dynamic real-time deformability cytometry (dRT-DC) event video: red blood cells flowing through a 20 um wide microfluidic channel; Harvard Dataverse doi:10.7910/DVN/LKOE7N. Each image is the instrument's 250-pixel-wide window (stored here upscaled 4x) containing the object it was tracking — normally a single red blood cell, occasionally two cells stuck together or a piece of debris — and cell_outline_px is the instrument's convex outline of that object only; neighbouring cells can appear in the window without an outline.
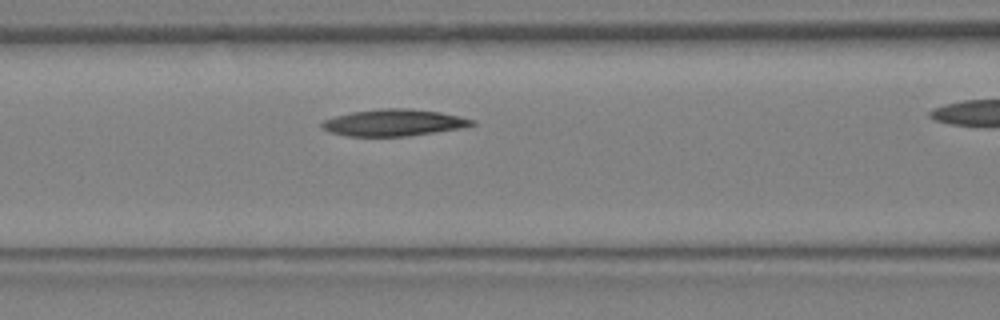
{"species": "Egyptian fruit bat (a non-hibernating species)", "species_latin": "Rousettus aegyptiacus", "temperature_condition": "warm", "stored_images_in_passage": 11, "segment_of_instrument_passage": [1, 2], "camera_frame_rate_fps": 3000, "um_per_image_px": 0.085, "animal": {"sex": "female"}, "frame": {"image": 1, "passage_image": 8, "time_ms": 2.333, "image_size_px": [1000, 320], "cell_outline_px": [[476, 124], [460, 128], [408, 136], [348, 136], [328, 132], [320, 128], [320, 124], [324, 120], [336, 116], [352, 112], [380, 108], [408, 108], [440, 112], [476, 120]], "centroid_in_image_um": [33.44, 10.42], "position_along_channel_um": 133.2, "area_um2": 23.35}}
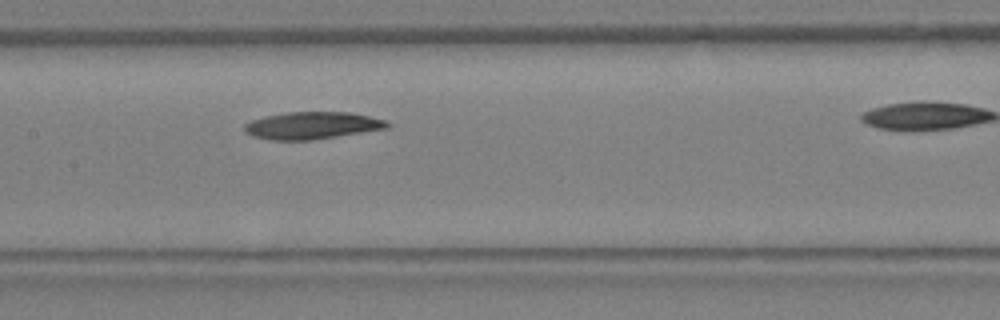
{"frame": {"image": 2, "passage_image": 10, "time_ms": 3.0, "image_size_px": [1000, 320], "cell_outline_px": [[392, 124], [388, 128], [312, 140], [268, 140], [252, 136], [244, 132], [244, 124], [252, 120], [264, 116], [288, 112], [348, 112], [388, 120]], "centroid_in_image_um": [26.52, 10.67], "position_along_channel_um": 180.9, "area_um2": 22.77}}